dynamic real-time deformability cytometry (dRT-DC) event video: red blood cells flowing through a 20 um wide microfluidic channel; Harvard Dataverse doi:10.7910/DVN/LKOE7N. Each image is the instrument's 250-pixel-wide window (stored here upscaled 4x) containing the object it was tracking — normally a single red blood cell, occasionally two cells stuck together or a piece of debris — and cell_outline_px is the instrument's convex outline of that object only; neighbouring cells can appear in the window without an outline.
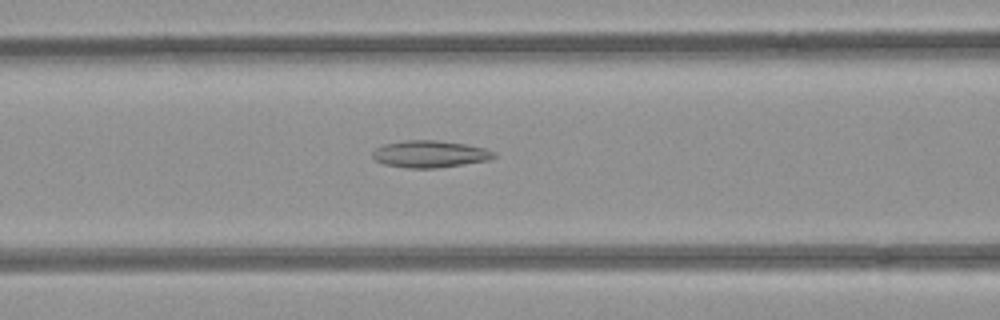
{"species": "common noctule bat (a hibernating species)", "species_latin": "Nyctalus noctula", "temperature_condition": "room temperature", "stored_images_in_passage": 53, "camera_frame_rate_fps": 3000, "um_per_image_px": 0.085, "animal": {"sex": "female", "body_mass_g": 21.9}, "frame": {"image": 1, "passage_image": 22, "time_ms": 7.0, "image_size_px": [1000, 320], "cell_outline_px": [[496, 156], [488, 160], [436, 168], [408, 168], [384, 164], [376, 160], [372, 156], [372, 152], [376, 148], [384, 144], [404, 140], [436, 140], [464, 144], [484, 148], [496, 152]], "centroid_in_image_um": [36.52, 13.09], "position_along_channel_um": 130.1, "area_um2": 18.96}}
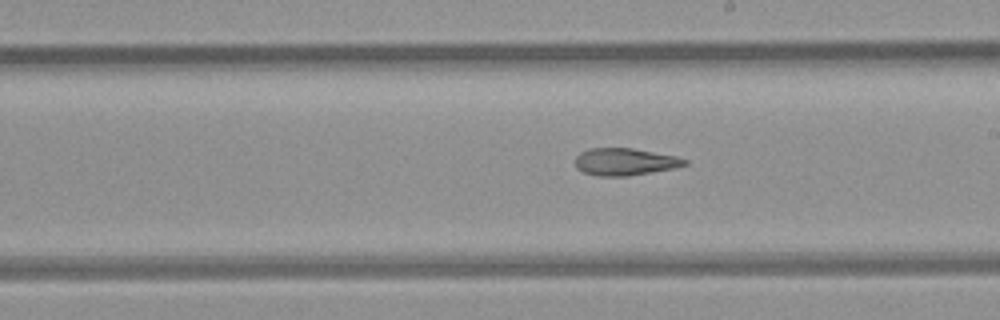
{"frame": {"image": 2, "passage_image": 30, "time_ms": 9.667, "image_size_px": [1000, 320], "cell_outline_px": [[688, 164], [676, 168], [628, 176], [596, 176], [584, 172], [576, 168], [576, 156], [580, 152], [588, 148], [632, 148], [676, 156], [688, 160]], "centroid_in_image_um": [53.12, 13.75], "position_along_channel_um": 235.9, "area_um2": 17.46}}
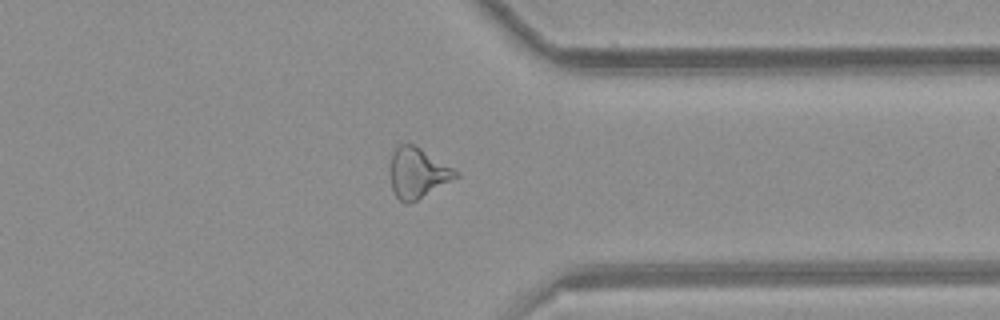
{"frame": {"image": 3, "passage_image": 41, "time_ms": 13.333, "image_size_px": [1000, 320], "cell_outline_px": [[460, 176], [416, 200], [408, 204], [404, 204], [396, 196], [392, 188], [388, 172], [392, 152], [400, 144], [412, 144], [420, 148], [460, 172]], "centroid_in_image_um": [35.47, 14.7], "position_along_channel_um": 375.9, "area_um2": 19.25}, "authors_computed_cell_mechanics": {"area_um2": 20.1722, "velocity_mm_per_s": 3.9758, "shape_relaxation_time_tau1_ms": null, "shape_relaxation_time_tau2_ms": 5.0687, "deformation_change_tau1": null, "deformation_change_tau2": 0.1624}}